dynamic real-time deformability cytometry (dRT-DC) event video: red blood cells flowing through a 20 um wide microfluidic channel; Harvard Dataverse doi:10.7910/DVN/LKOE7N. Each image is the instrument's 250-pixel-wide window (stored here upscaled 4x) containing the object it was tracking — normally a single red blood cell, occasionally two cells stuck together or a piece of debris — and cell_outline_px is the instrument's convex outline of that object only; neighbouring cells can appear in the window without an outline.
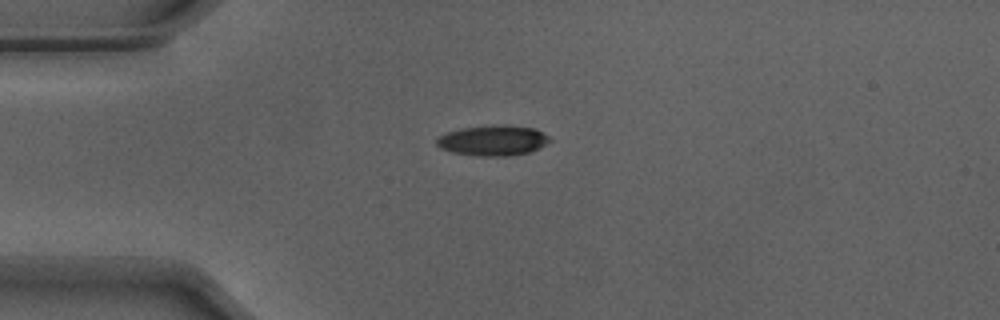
{"species": "Egyptian fruit bat (a non-hibernating species)", "species_latin": "Rousettus aegyptiacus", "temperature_condition": "warm", "stored_images_in_passage": 41, "camera_frame_rate_fps": 3000, "um_per_image_px": 0.085, "animal": {"sex": "male"}, "frame": {"image": 1, "passage_image": 4, "time_ms": 1.0, "image_size_px": [1000, 320], "cell_outline_px": [[552, 140], [528, 152], [508, 156], [476, 156], [452, 152], [440, 148], [436, 144], [436, 136], [460, 128], [508, 124], [536, 128], [548, 136]], "centroid_in_image_um": [41.87, 11.93], "position_along_channel_um": 43.1, "area_um2": 20.06}}
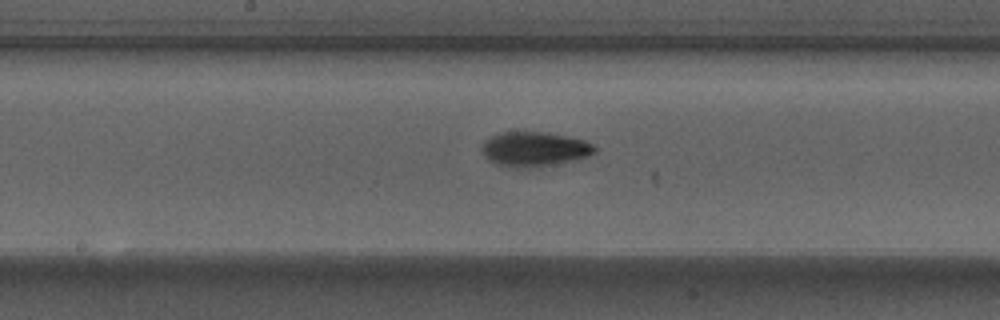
{"frame": {"image": 2, "passage_image": 18, "time_ms": 5.667, "image_size_px": [1000, 320], "cell_outline_px": [[596, 152], [588, 156], [572, 160], [536, 168], [512, 168], [496, 164], [488, 160], [484, 156], [480, 148], [484, 140], [500, 132], [548, 132], [584, 140], [592, 144], [596, 148]], "centroid_in_image_um": [45.38, 12.68], "position_along_channel_um": 202.8, "area_um2": 23.0}}
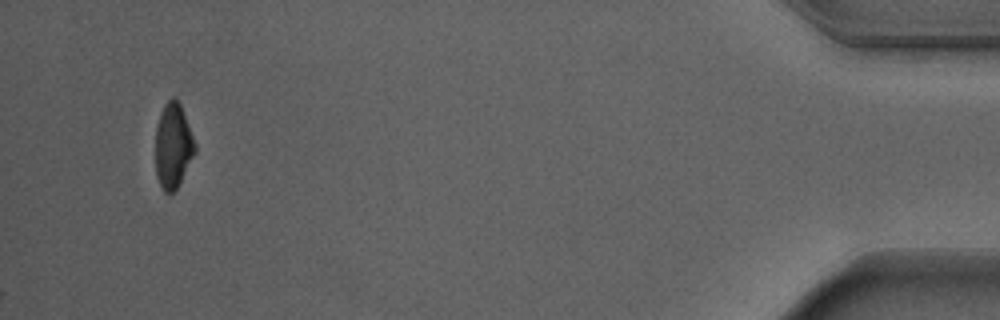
{"frame": {"image": 3, "passage_image": 41, "time_ms": 13.333, "image_size_px": [1000, 320], "cell_outline_px": [[196, 152], [176, 188], [168, 196], [164, 192], [156, 176], [156, 128], [160, 112], [164, 104], [172, 96], [176, 96], [180, 104], [196, 144]], "centroid_in_image_um": [14.7, 12.37], "position_along_channel_um": 420.5, "area_um2": 19.54}, "authors_computed_cell_mechanics": {"area_um2": 20.7502, "velocity_mm_per_s": 3.9016, "shape_relaxation_time_tau1_ms": 2.4549, "shape_relaxation_time_tau2_ms": 2.9814, "deformation_change_tau1": 0.1638, "deformation_change_tau2": 0.0919}}